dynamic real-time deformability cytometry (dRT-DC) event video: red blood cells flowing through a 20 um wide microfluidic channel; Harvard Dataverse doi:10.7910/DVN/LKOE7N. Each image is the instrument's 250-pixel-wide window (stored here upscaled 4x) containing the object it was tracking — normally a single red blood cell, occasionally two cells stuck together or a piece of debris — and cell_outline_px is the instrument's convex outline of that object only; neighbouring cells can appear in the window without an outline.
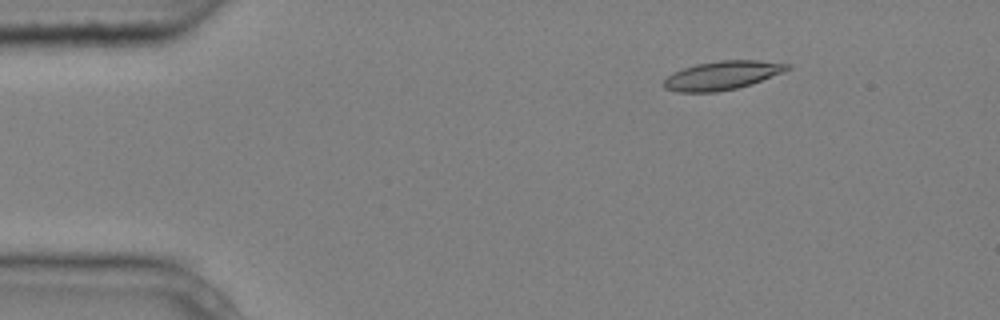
{"species": "common noctule bat (a hibernating species)", "species_latin": "Nyctalus noctula", "temperature_condition": "cold", "stored_images_in_passage": 5, "camera_frame_rate_fps": 3000, "um_per_image_px": 0.085, "animal": {"sex": "male", "body_mass_g": 20.4}, "frame": {"image": 1, "passage_image": 3, "time_ms": 0.667, "image_size_px": [1000, 320], "cell_outline_px": [[792, 68], [784, 72], [752, 84], [736, 88], [716, 92], [676, 92], [664, 88], [660, 84], [668, 76], [684, 68], [696, 64], [720, 60], [756, 60], [792, 64]], "centroid_in_image_um": [61.41, 6.41], "position_along_channel_um": 23.6, "area_um2": 20.75}}